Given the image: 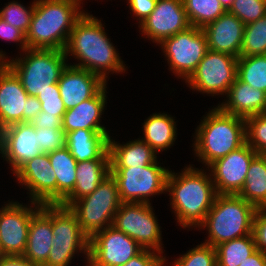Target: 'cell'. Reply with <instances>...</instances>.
<instances>
[{
	"label": "cell",
	"instance_id": "1",
	"mask_svg": "<svg viewBox=\"0 0 266 266\" xmlns=\"http://www.w3.org/2000/svg\"><path fill=\"white\" fill-rule=\"evenodd\" d=\"M106 35L101 20L84 13L75 23L64 49L66 57L70 53L82 62L71 66L97 74L105 82L109 72L122 73L126 70L119 53Z\"/></svg>",
	"mask_w": 266,
	"mask_h": 266
},
{
	"label": "cell",
	"instance_id": "2",
	"mask_svg": "<svg viewBox=\"0 0 266 266\" xmlns=\"http://www.w3.org/2000/svg\"><path fill=\"white\" fill-rule=\"evenodd\" d=\"M171 207L177 222L183 228H198L211 209L217 195L211 173L206 175L202 168L187 166L182 173L170 171L167 188Z\"/></svg>",
	"mask_w": 266,
	"mask_h": 266
},
{
	"label": "cell",
	"instance_id": "3",
	"mask_svg": "<svg viewBox=\"0 0 266 266\" xmlns=\"http://www.w3.org/2000/svg\"><path fill=\"white\" fill-rule=\"evenodd\" d=\"M82 0H35L31 23L25 34L27 48L64 50L75 23L85 13Z\"/></svg>",
	"mask_w": 266,
	"mask_h": 266
},
{
	"label": "cell",
	"instance_id": "4",
	"mask_svg": "<svg viewBox=\"0 0 266 266\" xmlns=\"http://www.w3.org/2000/svg\"><path fill=\"white\" fill-rule=\"evenodd\" d=\"M194 151L209 166L246 143L245 119L214 107L201 120L195 132Z\"/></svg>",
	"mask_w": 266,
	"mask_h": 266
},
{
	"label": "cell",
	"instance_id": "5",
	"mask_svg": "<svg viewBox=\"0 0 266 266\" xmlns=\"http://www.w3.org/2000/svg\"><path fill=\"white\" fill-rule=\"evenodd\" d=\"M257 208L235 194H217L204 222L199 226L208 231L206 244L213 247L252 234Z\"/></svg>",
	"mask_w": 266,
	"mask_h": 266
},
{
	"label": "cell",
	"instance_id": "6",
	"mask_svg": "<svg viewBox=\"0 0 266 266\" xmlns=\"http://www.w3.org/2000/svg\"><path fill=\"white\" fill-rule=\"evenodd\" d=\"M23 58L4 63L17 75L29 96L51 89L68 65L64 50L25 49Z\"/></svg>",
	"mask_w": 266,
	"mask_h": 266
},
{
	"label": "cell",
	"instance_id": "7",
	"mask_svg": "<svg viewBox=\"0 0 266 266\" xmlns=\"http://www.w3.org/2000/svg\"><path fill=\"white\" fill-rule=\"evenodd\" d=\"M121 204L117 181L110 173L91 194L76 200L69 208L76 214L80 228L91 238L112 226Z\"/></svg>",
	"mask_w": 266,
	"mask_h": 266
},
{
	"label": "cell",
	"instance_id": "8",
	"mask_svg": "<svg viewBox=\"0 0 266 266\" xmlns=\"http://www.w3.org/2000/svg\"><path fill=\"white\" fill-rule=\"evenodd\" d=\"M52 234V247L43 266H68L78 251L84 252L88 264L90 238L69 207L52 204Z\"/></svg>",
	"mask_w": 266,
	"mask_h": 266
},
{
	"label": "cell",
	"instance_id": "9",
	"mask_svg": "<svg viewBox=\"0 0 266 266\" xmlns=\"http://www.w3.org/2000/svg\"><path fill=\"white\" fill-rule=\"evenodd\" d=\"M157 162L145 167L110 168L122 203H150L148 197L166 192L170 170Z\"/></svg>",
	"mask_w": 266,
	"mask_h": 266
},
{
	"label": "cell",
	"instance_id": "10",
	"mask_svg": "<svg viewBox=\"0 0 266 266\" xmlns=\"http://www.w3.org/2000/svg\"><path fill=\"white\" fill-rule=\"evenodd\" d=\"M151 203H122L112 226L135 240L143 249L163 253L160 226Z\"/></svg>",
	"mask_w": 266,
	"mask_h": 266
},
{
	"label": "cell",
	"instance_id": "11",
	"mask_svg": "<svg viewBox=\"0 0 266 266\" xmlns=\"http://www.w3.org/2000/svg\"><path fill=\"white\" fill-rule=\"evenodd\" d=\"M237 61L235 56L208 49L185 83L202 93L226 95L237 78Z\"/></svg>",
	"mask_w": 266,
	"mask_h": 266
},
{
	"label": "cell",
	"instance_id": "12",
	"mask_svg": "<svg viewBox=\"0 0 266 266\" xmlns=\"http://www.w3.org/2000/svg\"><path fill=\"white\" fill-rule=\"evenodd\" d=\"M159 45L168 58L169 69L183 80L191 76L208 50L202 28L193 26L164 39Z\"/></svg>",
	"mask_w": 266,
	"mask_h": 266
},
{
	"label": "cell",
	"instance_id": "13",
	"mask_svg": "<svg viewBox=\"0 0 266 266\" xmlns=\"http://www.w3.org/2000/svg\"><path fill=\"white\" fill-rule=\"evenodd\" d=\"M142 250L135 240L110 226L90 238L86 266H120Z\"/></svg>",
	"mask_w": 266,
	"mask_h": 266
},
{
	"label": "cell",
	"instance_id": "14",
	"mask_svg": "<svg viewBox=\"0 0 266 266\" xmlns=\"http://www.w3.org/2000/svg\"><path fill=\"white\" fill-rule=\"evenodd\" d=\"M31 206L9 202L0 209V245L3 255H23L27 245L28 230L32 215L41 207L31 201Z\"/></svg>",
	"mask_w": 266,
	"mask_h": 266
},
{
	"label": "cell",
	"instance_id": "15",
	"mask_svg": "<svg viewBox=\"0 0 266 266\" xmlns=\"http://www.w3.org/2000/svg\"><path fill=\"white\" fill-rule=\"evenodd\" d=\"M258 153L247 143L219 158L207 168L211 171L217 194L237 195L244 186L251 161Z\"/></svg>",
	"mask_w": 266,
	"mask_h": 266
},
{
	"label": "cell",
	"instance_id": "16",
	"mask_svg": "<svg viewBox=\"0 0 266 266\" xmlns=\"http://www.w3.org/2000/svg\"><path fill=\"white\" fill-rule=\"evenodd\" d=\"M189 27L182 0H157L155 9L139 24L142 34L157 44Z\"/></svg>",
	"mask_w": 266,
	"mask_h": 266
},
{
	"label": "cell",
	"instance_id": "17",
	"mask_svg": "<svg viewBox=\"0 0 266 266\" xmlns=\"http://www.w3.org/2000/svg\"><path fill=\"white\" fill-rule=\"evenodd\" d=\"M14 174L26 186L31 201L40 204H57V181L48 153L24 163Z\"/></svg>",
	"mask_w": 266,
	"mask_h": 266
},
{
	"label": "cell",
	"instance_id": "18",
	"mask_svg": "<svg viewBox=\"0 0 266 266\" xmlns=\"http://www.w3.org/2000/svg\"><path fill=\"white\" fill-rule=\"evenodd\" d=\"M42 153L38 133L31 123H15L2 129L0 154L11 164L13 174L28 160Z\"/></svg>",
	"mask_w": 266,
	"mask_h": 266
},
{
	"label": "cell",
	"instance_id": "19",
	"mask_svg": "<svg viewBox=\"0 0 266 266\" xmlns=\"http://www.w3.org/2000/svg\"><path fill=\"white\" fill-rule=\"evenodd\" d=\"M105 85L107 82L97 74L69 64L62 71L58 81L60 96L66 110L94 97Z\"/></svg>",
	"mask_w": 266,
	"mask_h": 266
},
{
	"label": "cell",
	"instance_id": "20",
	"mask_svg": "<svg viewBox=\"0 0 266 266\" xmlns=\"http://www.w3.org/2000/svg\"><path fill=\"white\" fill-rule=\"evenodd\" d=\"M28 93L17 75L4 63L0 64V128L23 122Z\"/></svg>",
	"mask_w": 266,
	"mask_h": 266
},
{
	"label": "cell",
	"instance_id": "21",
	"mask_svg": "<svg viewBox=\"0 0 266 266\" xmlns=\"http://www.w3.org/2000/svg\"><path fill=\"white\" fill-rule=\"evenodd\" d=\"M245 24L228 11L202 28L209 50L240 57Z\"/></svg>",
	"mask_w": 266,
	"mask_h": 266
},
{
	"label": "cell",
	"instance_id": "22",
	"mask_svg": "<svg viewBox=\"0 0 266 266\" xmlns=\"http://www.w3.org/2000/svg\"><path fill=\"white\" fill-rule=\"evenodd\" d=\"M53 236L52 204H41L32 215L23 256L32 263L43 266L47 262Z\"/></svg>",
	"mask_w": 266,
	"mask_h": 266
},
{
	"label": "cell",
	"instance_id": "23",
	"mask_svg": "<svg viewBox=\"0 0 266 266\" xmlns=\"http://www.w3.org/2000/svg\"><path fill=\"white\" fill-rule=\"evenodd\" d=\"M106 88L105 85L94 97L66 110L62 118V128L66 133L80 128L108 133L100 124L106 104Z\"/></svg>",
	"mask_w": 266,
	"mask_h": 266
},
{
	"label": "cell",
	"instance_id": "24",
	"mask_svg": "<svg viewBox=\"0 0 266 266\" xmlns=\"http://www.w3.org/2000/svg\"><path fill=\"white\" fill-rule=\"evenodd\" d=\"M225 102L218 106L226 113L242 118L266 113V92L255 89L236 78Z\"/></svg>",
	"mask_w": 266,
	"mask_h": 266
},
{
	"label": "cell",
	"instance_id": "25",
	"mask_svg": "<svg viewBox=\"0 0 266 266\" xmlns=\"http://www.w3.org/2000/svg\"><path fill=\"white\" fill-rule=\"evenodd\" d=\"M109 137V133L80 128L66 133V147L77 162L110 159Z\"/></svg>",
	"mask_w": 266,
	"mask_h": 266
},
{
	"label": "cell",
	"instance_id": "26",
	"mask_svg": "<svg viewBox=\"0 0 266 266\" xmlns=\"http://www.w3.org/2000/svg\"><path fill=\"white\" fill-rule=\"evenodd\" d=\"M109 174L110 159L77 162L74 189L60 204L70 207L76 200L91 194Z\"/></svg>",
	"mask_w": 266,
	"mask_h": 266
},
{
	"label": "cell",
	"instance_id": "27",
	"mask_svg": "<svg viewBox=\"0 0 266 266\" xmlns=\"http://www.w3.org/2000/svg\"><path fill=\"white\" fill-rule=\"evenodd\" d=\"M108 151L110 168L145 167L157 160V153L139 138L120 144L109 137Z\"/></svg>",
	"mask_w": 266,
	"mask_h": 266
},
{
	"label": "cell",
	"instance_id": "28",
	"mask_svg": "<svg viewBox=\"0 0 266 266\" xmlns=\"http://www.w3.org/2000/svg\"><path fill=\"white\" fill-rule=\"evenodd\" d=\"M176 129V122L172 116L154 113L143 123L144 137L141 140L158 153L174 145Z\"/></svg>",
	"mask_w": 266,
	"mask_h": 266
},
{
	"label": "cell",
	"instance_id": "29",
	"mask_svg": "<svg viewBox=\"0 0 266 266\" xmlns=\"http://www.w3.org/2000/svg\"><path fill=\"white\" fill-rule=\"evenodd\" d=\"M57 181V204H60L74 189L77 161L65 146L48 153Z\"/></svg>",
	"mask_w": 266,
	"mask_h": 266
},
{
	"label": "cell",
	"instance_id": "30",
	"mask_svg": "<svg viewBox=\"0 0 266 266\" xmlns=\"http://www.w3.org/2000/svg\"><path fill=\"white\" fill-rule=\"evenodd\" d=\"M237 195L256 208L266 204V155L258 154L251 161L244 186Z\"/></svg>",
	"mask_w": 266,
	"mask_h": 266
},
{
	"label": "cell",
	"instance_id": "31",
	"mask_svg": "<svg viewBox=\"0 0 266 266\" xmlns=\"http://www.w3.org/2000/svg\"><path fill=\"white\" fill-rule=\"evenodd\" d=\"M215 248L217 266H239L257 250L253 234L223 242Z\"/></svg>",
	"mask_w": 266,
	"mask_h": 266
},
{
	"label": "cell",
	"instance_id": "32",
	"mask_svg": "<svg viewBox=\"0 0 266 266\" xmlns=\"http://www.w3.org/2000/svg\"><path fill=\"white\" fill-rule=\"evenodd\" d=\"M191 26L203 28L227 12L219 0H182Z\"/></svg>",
	"mask_w": 266,
	"mask_h": 266
},
{
	"label": "cell",
	"instance_id": "33",
	"mask_svg": "<svg viewBox=\"0 0 266 266\" xmlns=\"http://www.w3.org/2000/svg\"><path fill=\"white\" fill-rule=\"evenodd\" d=\"M237 78L266 92V55L240 56L237 61Z\"/></svg>",
	"mask_w": 266,
	"mask_h": 266
},
{
	"label": "cell",
	"instance_id": "34",
	"mask_svg": "<svg viewBox=\"0 0 266 266\" xmlns=\"http://www.w3.org/2000/svg\"><path fill=\"white\" fill-rule=\"evenodd\" d=\"M266 55V15L246 24L240 56Z\"/></svg>",
	"mask_w": 266,
	"mask_h": 266
},
{
	"label": "cell",
	"instance_id": "35",
	"mask_svg": "<svg viewBox=\"0 0 266 266\" xmlns=\"http://www.w3.org/2000/svg\"><path fill=\"white\" fill-rule=\"evenodd\" d=\"M246 143L258 154H266V113L245 118Z\"/></svg>",
	"mask_w": 266,
	"mask_h": 266
},
{
	"label": "cell",
	"instance_id": "36",
	"mask_svg": "<svg viewBox=\"0 0 266 266\" xmlns=\"http://www.w3.org/2000/svg\"><path fill=\"white\" fill-rule=\"evenodd\" d=\"M172 263L173 266H217L216 248L201 243Z\"/></svg>",
	"mask_w": 266,
	"mask_h": 266
},
{
	"label": "cell",
	"instance_id": "37",
	"mask_svg": "<svg viewBox=\"0 0 266 266\" xmlns=\"http://www.w3.org/2000/svg\"><path fill=\"white\" fill-rule=\"evenodd\" d=\"M34 9L35 0L32 2L31 7L28 8L16 1H13L0 10V17L26 34L31 23V17Z\"/></svg>",
	"mask_w": 266,
	"mask_h": 266
},
{
	"label": "cell",
	"instance_id": "38",
	"mask_svg": "<svg viewBox=\"0 0 266 266\" xmlns=\"http://www.w3.org/2000/svg\"><path fill=\"white\" fill-rule=\"evenodd\" d=\"M228 12L246 25L266 15V0H234Z\"/></svg>",
	"mask_w": 266,
	"mask_h": 266
},
{
	"label": "cell",
	"instance_id": "39",
	"mask_svg": "<svg viewBox=\"0 0 266 266\" xmlns=\"http://www.w3.org/2000/svg\"><path fill=\"white\" fill-rule=\"evenodd\" d=\"M38 133L39 146L43 153H49L66 146V132L63 128H35Z\"/></svg>",
	"mask_w": 266,
	"mask_h": 266
},
{
	"label": "cell",
	"instance_id": "40",
	"mask_svg": "<svg viewBox=\"0 0 266 266\" xmlns=\"http://www.w3.org/2000/svg\"><path fill=\"white\" fill-rule=\"evenodd\" d=\"M36 97L41 102V111L56 116H63L66 112L58 83L51 85V89L40 92Z\"/></svg>",
	"mask_w": 266,
	"mask_h": 266
},
{
	"label": "cell",
	"instance_id": "41",
	"mask_svg": "<svg viewBox=\"0 0 266 266\" xmlns=\"http://www.w3.org/2000/svg\"><path fill=\"white\" fill-rule=\"evenodd\" d=\"M252 234L257 249L266 254V209L257 208L253 219Z\"/></svg>",
	"mask_w": 266,
	"mask_h": 266
},
{
	"label": "cell",
	"instance_id": "42",
	"mask_svg": "<svg viewBox=\"0 0 266 266\" xmlns=\"http://www.w3.org/2000/svg\"><path fill=\"white\" fill-rule=\"evenodd\" d=\"M166 261L165 256H161V253L143 249L138 255L120 266H164Z\"/></svg>",
	"mask_w": 266,
	"mask_h": 266
},
{
	"label": "cell",
	"instance_id": "43",
	"mask_svg": "<svg viewBox=\"0 0 266 266\" xmlns=\"http://www.w3.org/2000/svg\"><path fill=\"white\" fill-rule=\"evenodd\" d=\"M0 38L20 42L22 51L27 49L25 34L0 17Z\"/></svg>",
	"mask_w": 266,
	"mask_h": 266
},
{
	"label": "cell",
	"instance_id": "44",
	"mask_svg": "<svg viewBox=\"0 0 266 266\" xmlns=\"http://www.w3.org/2000/svg\"><path fill=\"white\" fill-rule=\"evenodd\" d=\"M129 9L137 17L138 23H142L155 9L157 0H127Z\"/></svg>",
	"mask_w": 266,
	"mask_h": 266
},
{
	"label": "cell",
	"instance_id": "45",
	"mask_svg": "<svg viewBox=\"0 0 266 266\" xmlns=\"http://www.w3.org/2000/svg\"><path fill=\"white\" fill-rule=\"evenodd\" d=\"M62 118L63 116L50 115L41 111L37 114L33 121L30 123L35 128H51V129H60L62 128Z\"/></svg>",
	"mask_w": 266,
	"mask_h": 266
},
{
	"label": "cell",
	"instance_id": "46",
	"mask_svg": "<svg viewBox=\"0 0 266 266\" xmlns=\"http://www.w3.org/2000/svg\"><path fill=\"white\" fill-rule=\"evenodd\" d=\"M41 112V102L36 96L27 97L26 111L23 112V122H31Z\"/></svg>",
	"mask_w": 266,
	"mask_h": 266
},
{
	"label": "cell",
	"instance_id": "47",
	"mask_svg": "<svg viewBox=\"0 0 266 266\" xmlns=\"http://www.w3.org/2000/svg\"><path fill=\"white\" fill-rule=\"evenodd\" d=\"M0 266H38L23 255H4L0 257Z\"/></svg>",
	"mask_w": 266,
	"mask_h": 266
},
{
	"label": "cell",
	"instance_id": "48",
	"mask_svg": "<svg viewBox=\"0 0 266 266\" xmlns=\"http://www.w3.org/2000/svg\"><path fill=\"white\" fill-rule=\"evenodd\" d=\"M239 266H266V254L257 249Z\"/></svg>",
	"mask_w": 266,
	"mask_h": 266
},
{
	"label": "cell",
	"instance_id": "49",
	"mask_svg": "<svg viewBox=\"0 0 266 266\" xmlns=\"http://www.w3.org/2000/svg\"><path fill=\"white\" fill-rule=\"evenodd\" d=\"M222 4V7L226 10L229 11V9L231 8L234 0H219Z\"/></svg>",
	"mask_w": 266,
	"mask_h": 266
},
{
	"label": "cell",
	"instance_id": "50",
	"mask_svg": "<svg viewBox=\"0 0 266 266\" xmlns=\"http://www.w3.org/2000/svg\"><path fill=\"white\" fill-rule=\"evenodd\" d=\"M7 59H6V57H5V54L3 53V51H0V64L2 63V62H5Z\"/></svg>",
	"mask_w": 266,
	"mask_h": 266
},
{
	"label": "cell",
	"instance_id": "51",
	"mask_svg": "<svg viewBox=\"0 0 266 266\" xmlns=\"http://www.w3.org/2000/svg\"><path fill=\"white\" fill-rule=\"evenodd\" d=\"M1 132H2V129L0 128V152H1Z\"/></svg>",
	"mask_w": 266,
	"mask_h": 266
},
{
	"label": "cell",
	"instance_id": "52",
	"mask_svg": "<svg viewBox=\"0 0 266 266\" xmlns=\"http://www.w3.org/2000/svg\"><path fill=\"white\" fill-rule=\"evenodd\" d=\"M1 256H4V255H3L2 248H1V245H0V257Z\"/></svg>",
	"mask_w": 266,
	"mask_h": 266
}]
</instances>
